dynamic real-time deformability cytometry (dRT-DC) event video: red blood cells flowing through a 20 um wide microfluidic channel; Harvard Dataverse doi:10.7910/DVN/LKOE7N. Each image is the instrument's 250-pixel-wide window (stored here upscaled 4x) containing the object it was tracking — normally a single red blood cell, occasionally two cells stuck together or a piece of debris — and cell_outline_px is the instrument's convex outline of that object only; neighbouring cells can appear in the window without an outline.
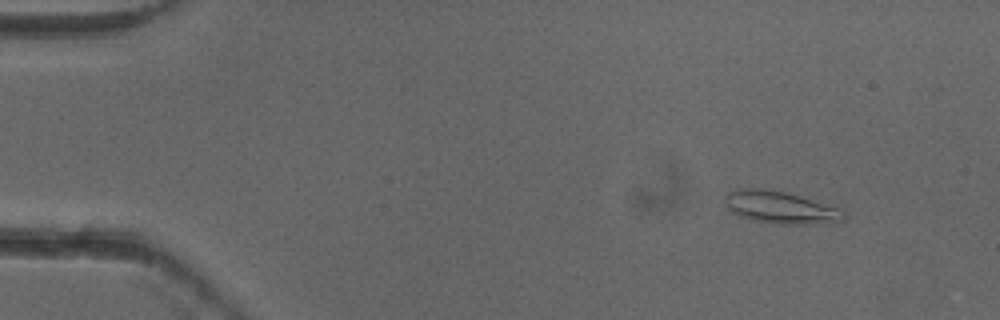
{"species": "common noctule bat (a hibernating species)", "species_latin": "Nyctalus noctula", "temperature_condition": "cold", "stored_images_in_passage": 5, "camera_frame_rate_fps": 3000, "um_per_image_px": 0.085, "animal": {"sex": "female"}, "frame": {"image": 1, "passage_image": 1, "time_ms": 0.0, "image_size_px": [1000, 320], "cell_outline_px": [[848, 216], [844, 220], [808, 224], [780, 224], [760, 220], [744, 216], [732, 212], [728, 208], [724, 200], [724, 196], [728, 192], [744, 188], [756, 188], [784, 192], [836, 208], [844, 212]], "centroid_in_image_um": [66.31, 17.63], "position_along_channel_um": 18.7, "area_um2": 21.39}}
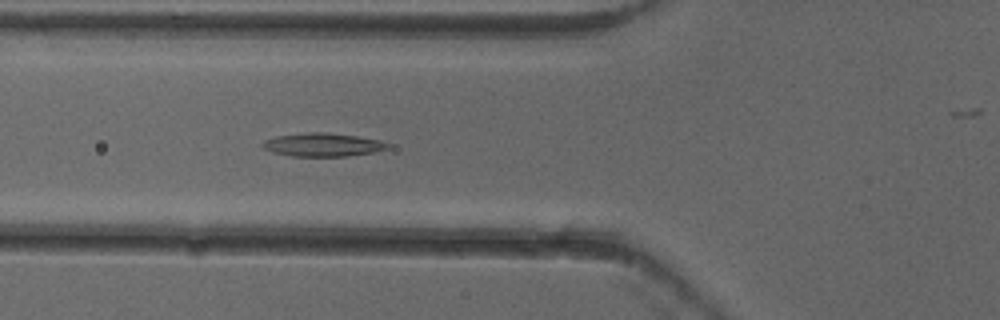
{"frame": {"image": 2, "passage_image": 5, "time_ms": 1.333, "image_size_px": [1000, 320], "cell_outline_px": [[392, 144], [388, 148], [372, 152], [348, 156], [292, 156], [272, 152], [264, 148], [260, 144], [264, 140], [276, 136], [308, 132], [324, 132], [356, 136], [380, 140]], "centroid_in_image_um": [27.42, 12.3], "position_along_channel_um": 98.4, "area_um2": 16.99}}